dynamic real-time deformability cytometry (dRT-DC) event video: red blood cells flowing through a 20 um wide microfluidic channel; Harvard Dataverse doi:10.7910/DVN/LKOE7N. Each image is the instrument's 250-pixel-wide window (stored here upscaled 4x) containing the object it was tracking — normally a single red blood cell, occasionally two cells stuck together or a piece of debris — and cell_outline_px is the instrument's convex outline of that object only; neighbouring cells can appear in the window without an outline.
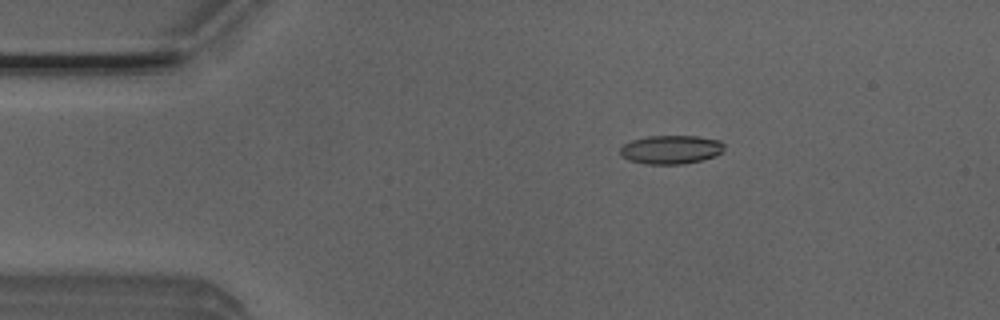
{"species": "Egyptian fruit bat (a non-hibernating species)", "species_latin": "Rousettus aegyptiacus", "temperature_condition": "room temperature", "stored_images_in_passage": 7, "camera_frame_rate_fps": 3000, "um_per_image_px": 0.085, "animal": {"sex": "male"}, "frame": {"image": 1, "passage_image": 3, "time_ms": 0.667, "image_size_px": [1000, 320], "cell_outline_px": [[724, 152], [700, 160], [684, 164], [644, 164], [628, 160], [620, 156], [620, 148], [624, 144], [632, 140], [648, 136], [696, 136], [720, 140], [724, 144]], "centroid_in_image_um": [57.01, 12.71], "position_along_channel_um": 28.0, "area_um2": 17.46}}
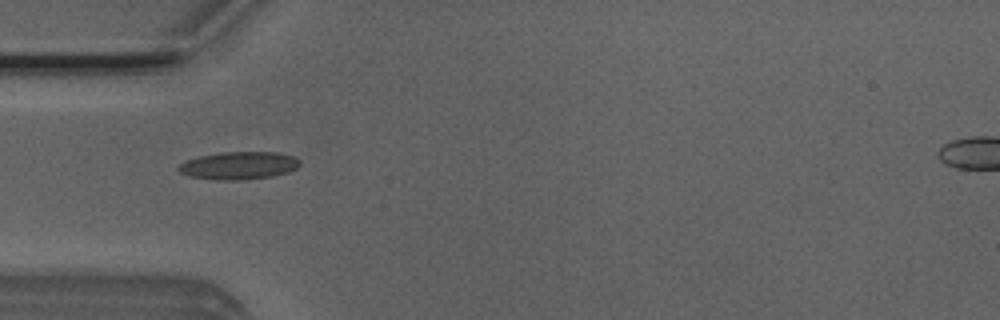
{"frame": {"image": 2, "passage_image": 5, "time_ms": 1.333, "image_size_px": [1000, 320], "cell_outline_px": [[300, 164], [296, 168], [288, 172], [272, 176], [244, 180], [220, 180], [188, 176], [180, 172], [176, 168], [184, 160], [200, 156], [220, 152], [276, 152], [292, 156], [300, 160]], "centroid_in_image_um": [20.27, 14.07], "position_along_channel_um": 64.7, "area_um2": 19.65}}